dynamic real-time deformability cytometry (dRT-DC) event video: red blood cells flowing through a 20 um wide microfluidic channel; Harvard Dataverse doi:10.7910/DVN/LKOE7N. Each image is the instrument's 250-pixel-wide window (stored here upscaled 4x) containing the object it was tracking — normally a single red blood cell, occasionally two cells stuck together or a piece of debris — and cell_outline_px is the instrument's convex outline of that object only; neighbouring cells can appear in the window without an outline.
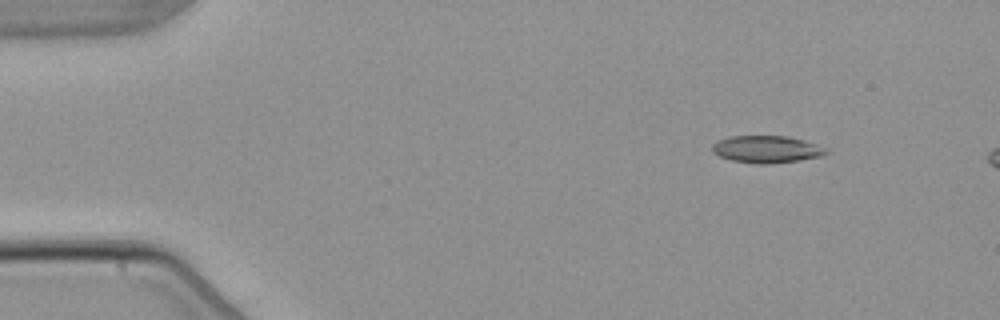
{"species": "common noctule bat (a hibernating species)", "species_latin": "Nyctalus noctula", "temperature_condition": "warm", "stored_images_in_passage": 3, "camera_frame_rate_fps": 3000, "um_per_image_px": 0.085, "animal": {"sex": "male", "body_mass_g": 21.5, "forearm_length_mm": 52.0}, "frame": {"image": 1, "passage_image": 1, "time_ms": 0.0, "image_size_px": [1000, 320], "cell_outline_px": [[828, 152], [820, 156], [796, 160], [764, 164], [756, 164], [732, 160], [720, 156], [712, 152], [712, 144], [728, 136], [788, 136], [804, 140], [828, 148]], "centroid_in_image_um": [65.15, 12.67], "position_along_channel_um": 19.9, "area_um2": 17.86}}